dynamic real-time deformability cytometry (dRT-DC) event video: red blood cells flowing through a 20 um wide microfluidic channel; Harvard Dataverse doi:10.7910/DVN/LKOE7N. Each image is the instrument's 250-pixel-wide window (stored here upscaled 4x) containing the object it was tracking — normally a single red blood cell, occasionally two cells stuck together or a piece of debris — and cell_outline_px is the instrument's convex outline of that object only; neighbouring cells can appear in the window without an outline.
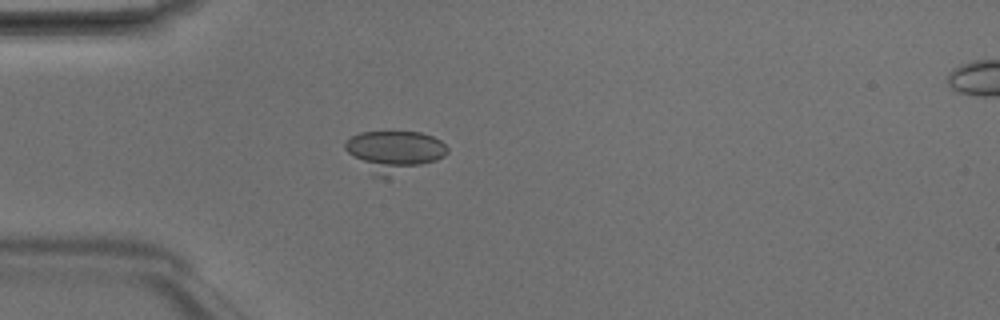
{"species": "Egyptian fruit bat (a non-hibernating species)", "species_latin": "Rousettus aegyptiacus", "temperature_condition": "room temperature", "stored_images_in_passage": 6, "camera_frame_rate_fps": 3000, "um_per_image_px": 0.085, "animal": {"sex": "male"}, "frame": {"image": 1, "passage_image": 5, "time_ms": 1.333, "image_size_px": [1000, 320], "cell_outline_px": [[448, 152], [444, 156], [436, 160], [388, 176], [372, 176], [344, 148], [344, 140], [360, 132], [420, 132], [432, 136], [440, 140], [448, 148]], "centroid_in_image_um": [33.47, 12.83], "position_along_channel_um": 51.5, "area_um2": 24.1}}